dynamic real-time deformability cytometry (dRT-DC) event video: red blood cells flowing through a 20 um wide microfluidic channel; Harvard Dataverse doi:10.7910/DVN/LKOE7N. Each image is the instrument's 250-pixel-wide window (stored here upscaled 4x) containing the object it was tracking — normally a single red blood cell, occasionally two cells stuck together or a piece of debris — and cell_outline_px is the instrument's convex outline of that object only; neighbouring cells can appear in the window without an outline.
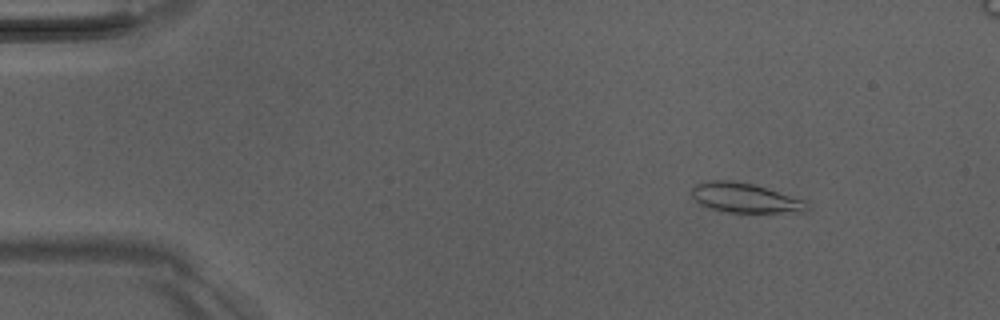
{"species": "Egyptian fruit bat (a non-hibernating species)", "species_latin": "Rousettus aegyptiacus", "temperature_condition": "room temperature", "stored_images_in_passage": 52, "segment_of_instrument_passage": [1, 2], "camera_frame_rate_fps": 3000, "um_per_image_px": 0.085, "animal": {"sex": "male"}, "frame": {"image": 1, "passage_image": 7, "time_ms": 2.0, "image_size_px": [1000, 320], "cell_outline_px": [[808, 212], [728, 212], [708, 208], [700, 204], [692, 196], [692, 188], [696, 184], [708, 180], [732, 180], [756, 184], [804, 200], [808, 204]], "centroid_in_image_um": [63.33, 16.81], "position_along_channel_um": 21.7, "area_um2": 20.0}}
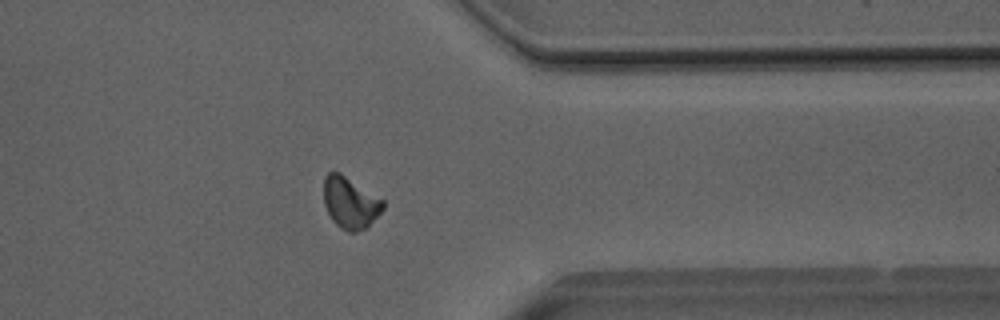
{"frame": {"image": 2, "passage_image": 41, "time_ms": 13.333, "image_size_px": [1000, 320], "cell_outline_px": [[384, 208], [364, 228], [356, 232], [348, 232], [340, 228], [332, 220], [324, 204], [324, 176], [328, 172], [340, 172], [384, 200]], "centroid_in_image_um": [29.74, 17.21], "position_along_channel_um": 381.7, "area_um2": 17.63}}
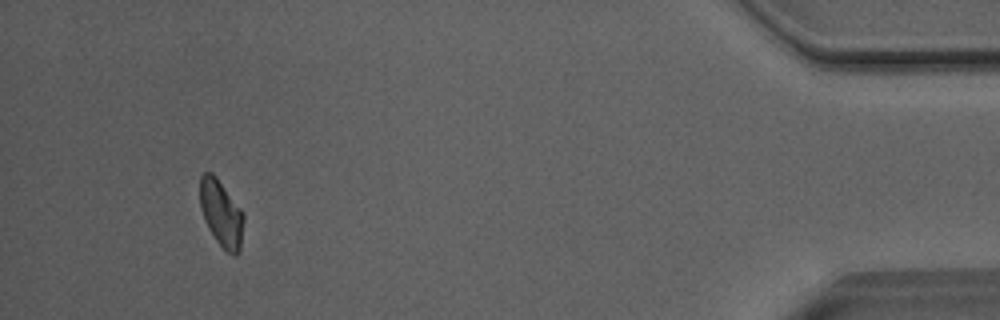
{"frame": {"image": 3, "passage_image": 48, "time_ms": 15.667, "image_size_px": [1000, 320], "cell_outline_px": [[244, 220], [240, 252], [236, 256], [232, 256], [216, 240], [208, 228], [204, 220], [200, 208], [200, 176], [204, 172], [212, 172], [216, 176], [244, 212]], "centroid_in_image_um": [18.82, 18.14], "position_along_channel_um": 416.4, "area_um2": 17.17}}